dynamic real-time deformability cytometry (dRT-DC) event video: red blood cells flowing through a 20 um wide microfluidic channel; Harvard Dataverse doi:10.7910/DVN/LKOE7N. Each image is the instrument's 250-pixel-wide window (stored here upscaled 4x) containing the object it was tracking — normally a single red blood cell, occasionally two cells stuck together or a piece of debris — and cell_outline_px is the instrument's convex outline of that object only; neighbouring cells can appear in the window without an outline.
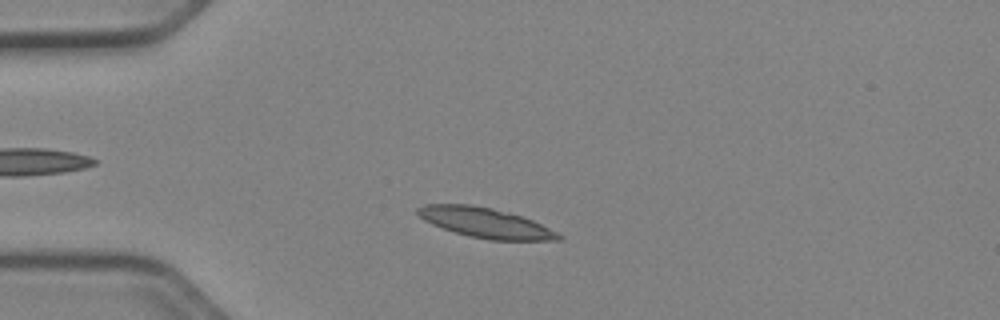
{"species": "Egyptian fruit bat (a non-hibernating species)", "species_latin": "Rousettus aegyptiacus", "temperature_condition": "cold", "stored_images_in_passage": 47, "camera_frame_rate_fps": 3000, "um_per_image_px": 0.085, "animal": {"sex": "female"}, "frame": {"image": 1, "passage_image": 8, "time_ms": 2.333, "image_size_px": [1000, 320], "cell_outline_px": [[564, 240], [488, 240], [468, 236], [432, 224], [424, 220], [416, 212], [416, 208], [424, 204], [468, 204], [492, 208], [508, 212], [532, 220], [564, 236]], "centroid_in_image_um": [41.25, 18.94], "position_along_channel_um": 43.7, "area_um2": 24.39}}
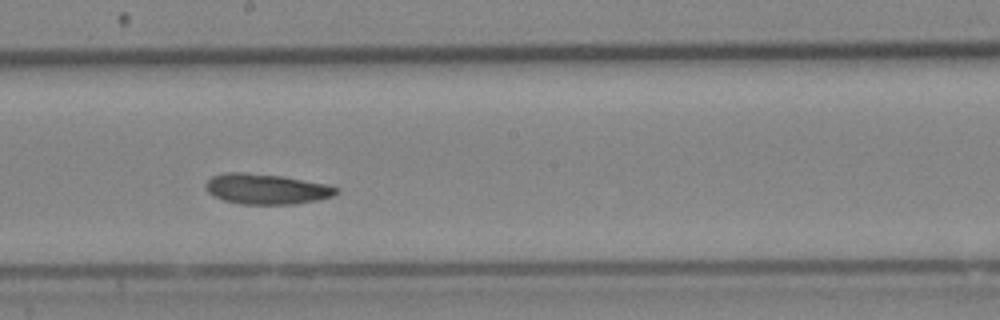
{"frame": {"image": 2, "passage_image": 24, "time_ms": 7.667, "image_size_px": [1000, 320], "cell_outline_px": [[340, 192], [332, 196], [316, 200], [292, 204], [240, 204], [224, 200], [208, 192], [204, 188], [204, 184], [212, 176], [224, 172], [244, 172], [280, 176], [328, 184], [340, 188]], "centroid_in_image_um": [22.64, 16.06], "position_along_channel_um": 225.6, "area_um2": 23.12}}
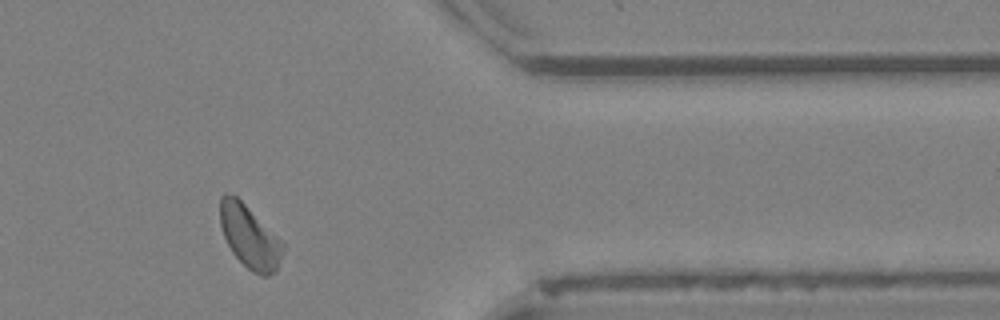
{"frame": {"image": 3, "passage_image": 38, "time_ms": 12.333, "image_size_px": [1000, 320], "cell_outline_px": [[284, 248], [276, 272], [268, 276], [260, 276], [252, 272], [232, 252], [224, 236], [220, 224], [220, 196], [236, 196], [284, 244]], "centroid_in_image_um": [21.22, 20.18], "position_along_channel_um": 390.2, "area_um2": 22.31}}